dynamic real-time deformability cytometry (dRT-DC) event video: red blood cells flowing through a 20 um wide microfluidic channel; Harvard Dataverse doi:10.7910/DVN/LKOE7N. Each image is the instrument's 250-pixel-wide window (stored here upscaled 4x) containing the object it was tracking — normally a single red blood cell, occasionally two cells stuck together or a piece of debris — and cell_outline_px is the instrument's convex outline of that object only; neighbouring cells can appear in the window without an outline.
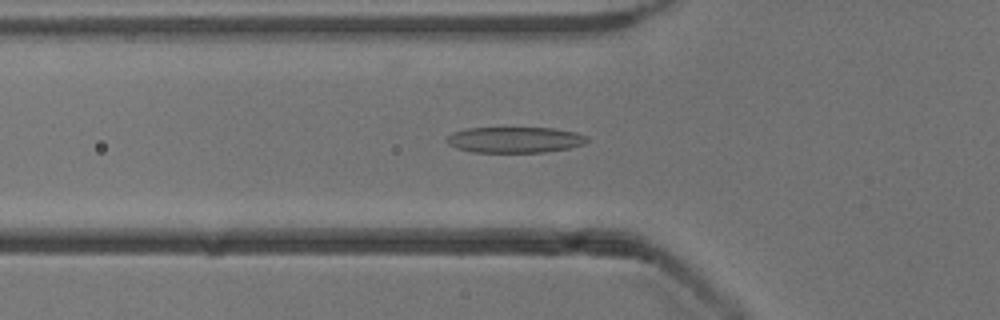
{"species": "common noctule bat (a hibernating species)", "species_latin": "Nyctalus noctula", "temperature_condition": "cold", "stored_images_in_passage": 47, "camera_frame_rate_fps": 3000, "um_per_image_px": 0.085, "animal": {"sex": "male", "body_mass_g": 13.3}, "frame": {"image": 1, "passage_image": 12, "time_ms": 3.667, "image_size_px": [1000, 320], "cell_outline_px": [[588, 140], [584, 144], [568, 148], [544, 152], [472, 152], [456, 148], [448, 144], [444, 140], [452, 132], [464, 128], [552, 128], [576, 132], [588, 136]], "centroid_in_image_um": [43.73, 11.88], "position_along_channel_um": 82.1, "area_um2": 21.27}}
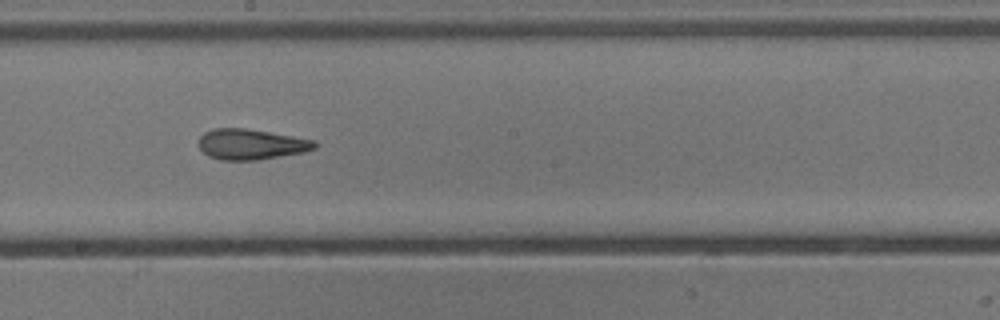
{"frame": {"image": 2, "passage_image": 23, "time_ms": 7.333, "image_size_px": [1000, 320], "cell_outline_px": [[316, 148], [304, 152], [256, 160], [220, 160], [208, 156], [196, 144], [200, 136], [204, 132], [212, 128], [244, 128], [316, 140]], "centroid_in_image_um": [21.3, 12.26], "position_along_channel_um": 226.9, "area_um2": 20.69}}
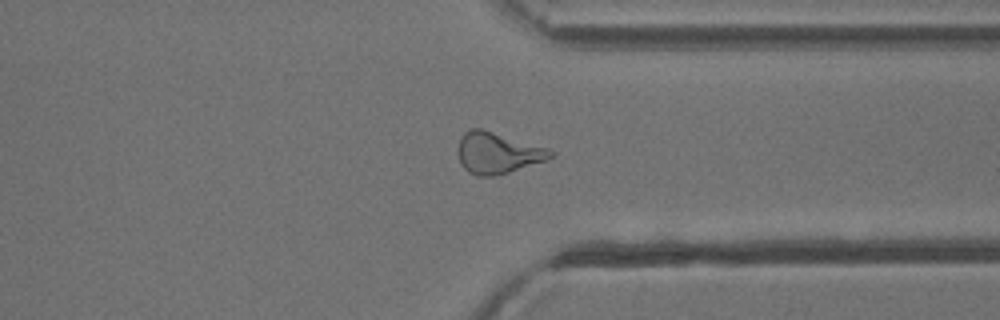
{"frame": {"image": 3, "passage_image": 34, "time_ms": 11.0, "image_size_px": [1000, 320], "cell_outline_px": [[556, 152], [548, 160], [496, 176], [476, 176], [468, 172], [460, 164], [456, 152], [460, 140], [464, 132], [472, 128], [480, 128], [548, 148]], "centroid_in_image_um": [42.28, 13.01], "position_along_channel_um": 369.1, "area_um2": 22.37}, "authors_computed_cell_mechanics": {"area_um2": 21.2704, "velocity_mm_per_s": 3.9217, "shape_relaxation_time_tau1_ms": 5.3753, "shape_relaxation_time_tau2_ms": 2.0018, "deformation_change_tau1": 0.1913, "deformation_change_tau2": 0.1177}}